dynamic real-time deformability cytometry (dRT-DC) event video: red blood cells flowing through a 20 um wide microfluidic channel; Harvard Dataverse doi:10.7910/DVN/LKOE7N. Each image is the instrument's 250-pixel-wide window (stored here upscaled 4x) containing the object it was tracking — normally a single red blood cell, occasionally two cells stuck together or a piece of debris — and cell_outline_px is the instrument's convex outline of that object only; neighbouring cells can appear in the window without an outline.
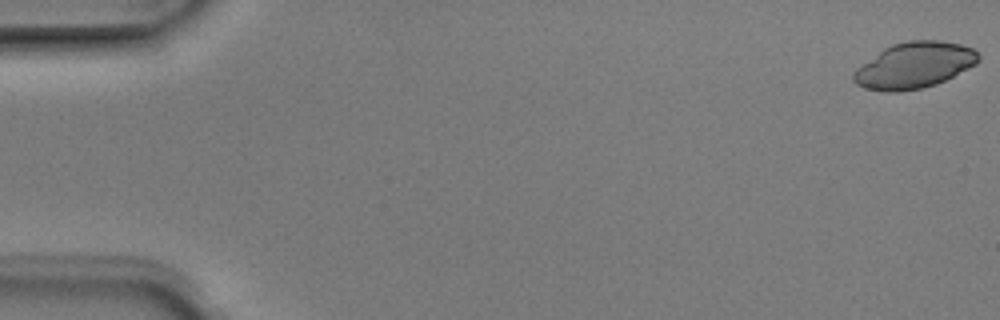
{"species": "Egyptian fruit bat (a non-hibernating species)", "species_latin": "Rousettus aegyptiacus", "temperature_condition": "room temperature", "stored_images_in_passage": 3, "camera_frame_rate_fps": 3000, "um_per_image_px": 0.085, "animal": {"sex": "male"}, "frame": {"image": 1, "passage_image": 1, "time_ms": 0.0, "image_size_px": [1000, 320], "cell_outline_px": [[980, 60], [976, 64], [936, 84], [920, 88], [900, 92], [884, 92], [864, 88], [856, 84], [852, 80], [852, 72], [856, 68], [884, 48], [892, 44], [908, 40], [936, 40], [960, 44], [972, 48], [980, 56]], "centroid_in_image_um": [77.67, 5.56], "position_along_channel_um": 7.3, "area_um2": 33.47}}